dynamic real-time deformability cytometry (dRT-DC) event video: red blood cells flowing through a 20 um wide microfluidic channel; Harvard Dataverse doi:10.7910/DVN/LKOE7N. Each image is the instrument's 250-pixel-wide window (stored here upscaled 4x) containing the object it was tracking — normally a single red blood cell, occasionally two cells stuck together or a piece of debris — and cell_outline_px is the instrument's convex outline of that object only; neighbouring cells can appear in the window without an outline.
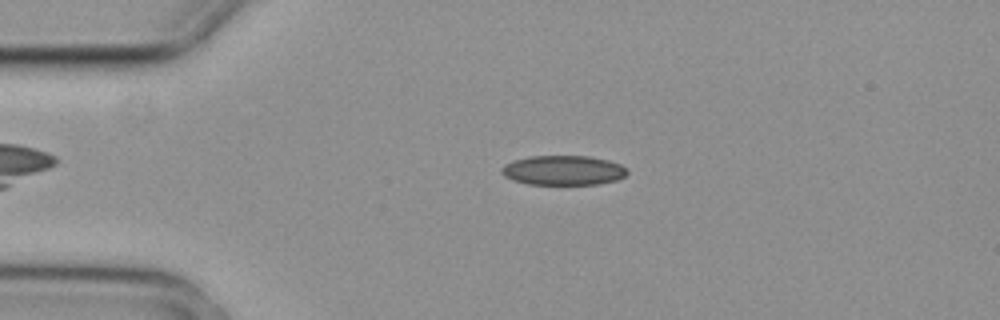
{"species": "common noctule bat (a hibernating species)", "species_latin": "Nyctalus noctula", "temperature_condition": "cold", "stored_images_in_passage": 4, "camera_frame_rate_fps": 3000, "um_per_image_px": 0.085, "animal": {"sex": "female", "body_mass_g": 29.2, "forearm_length_mm": 56.3}, "frame": {"image": 1, "passage_image": 4, "time_ms": 1.0, "image_size_px": [1000, 320], "cell_outline_px": [[628, 172], [624, 176], [616, 180], [596, 184], [528, 184], [512, 180], [504, 176], [500, 172], [500, 168], [504, 164], [528, 156], [588, 156], [608, 160], [620, 164], [628, 168]], "centroid_in_image_um": [47.86, 14.47], "position_along_channel_um": 37.1, "area_um2": 21.73}}